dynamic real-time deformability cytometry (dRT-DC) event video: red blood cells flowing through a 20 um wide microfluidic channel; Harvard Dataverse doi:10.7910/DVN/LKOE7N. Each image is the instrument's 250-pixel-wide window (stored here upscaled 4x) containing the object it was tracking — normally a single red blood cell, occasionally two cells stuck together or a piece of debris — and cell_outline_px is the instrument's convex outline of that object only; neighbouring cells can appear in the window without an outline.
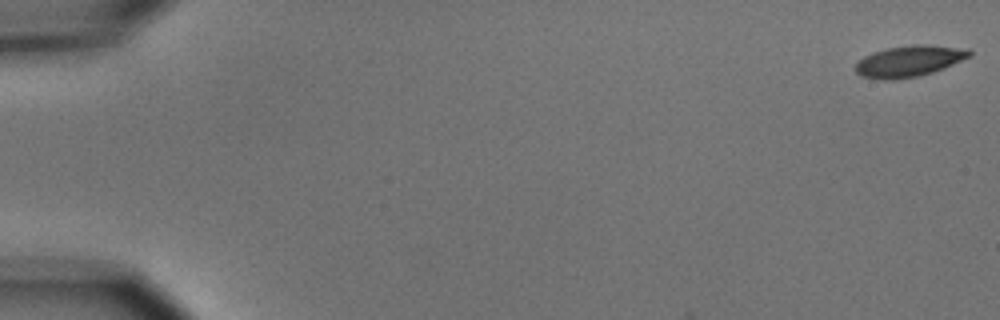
{"species": "common noctule bat (a hibernating species)", "species_latin": "Nyctalus noctula", "temperature_condition": "cold", "stored_images_in_passage": 5, "camera_frame_rate_fps": 3000, "um_per_image_px": 0.085, "animal": {"sex": "male", "body_mass_g": 15.6}, "frame": {"image": 1, "passage_image": 1, "time_ms": 0.0, "image_size_px": [1000, 320], "cell_outline_px": [[972, 56], [944, 68], [920, 76], [896, 80], [884, 80], [860, 76], [856, 72], [856, 64], [864, 56], [872, 52], [888, 48], [916, 44], [924, 44], [968, 48], [972, 52]], "centroid_in_image_um": [77.31, 5.2], "position_along_channel_um": 7.7, "area_um2": 20.87}}